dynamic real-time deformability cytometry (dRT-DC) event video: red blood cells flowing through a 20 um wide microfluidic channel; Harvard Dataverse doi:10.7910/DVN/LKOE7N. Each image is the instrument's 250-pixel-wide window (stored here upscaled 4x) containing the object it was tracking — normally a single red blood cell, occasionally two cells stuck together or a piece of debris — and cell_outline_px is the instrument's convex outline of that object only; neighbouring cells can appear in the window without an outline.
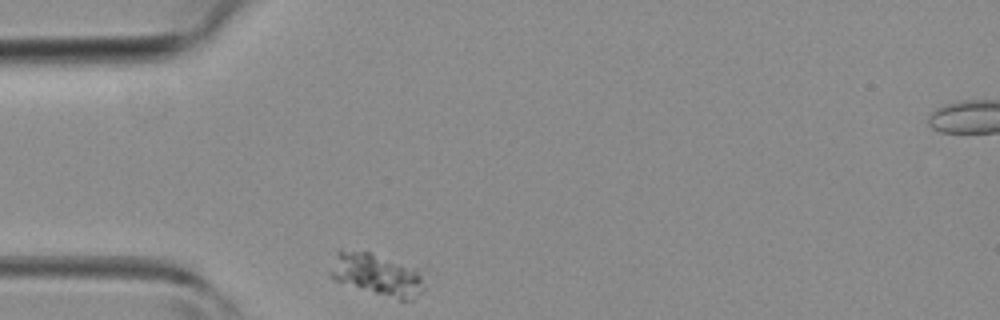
{"species": "common noctule bat (a hibernating species)", "species_latin": "Nyctalus noctula", "temperature_condition": "room temperature", "stored_images_in_passage": 26, "camera_frame_rate_fps": 3000, "um_per_image_px": 0.085, "animal": {"sex": "female", "body_mass_g": 19.3, "forearm_length_mm": 54.1}, "frame": {"image": 1, "passage_image": 1, "time_ms": 0.0, "image_size_px": [1000, 320], "cell_outline_px": [[424, 292], [412, 300], [400, 300], [360, 288], [336, 280], [328, 276], [328, 272], [336, 252], [340, 248], [372, 252], [416, 268], [420, 276], [424, 288]], "centroid_in_image_um": [31.99, 23.3], "position_along_channel_um": 53.0, "area_um2": 23.12}}
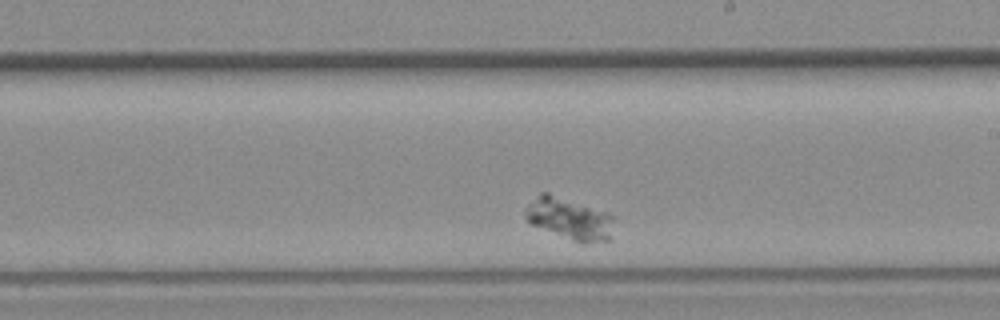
{"frame": {"image": 2, "passage_image": 16, "time_ms": 5.0, "image_size_px": [1000, 320], "cell_outline_px": [[616, 220], [608, 240], [584, 244], [580, 244], [528, 224], [524, 216], [524, 212], [528, 204], [540, 192], [548, 192], [608, 212], [616, 216]], "centroid_in_image_um": [48.4, 18.6], "position_along_channel_um": 240.6, "area_um2": 22.37}}
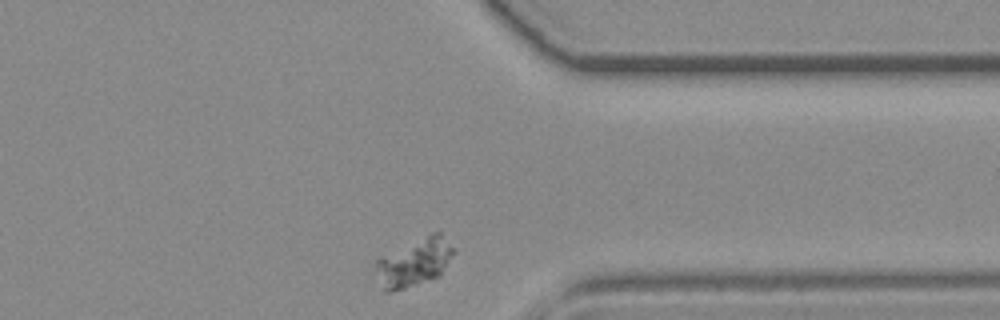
{"frame": {"image": 3, "passage_image": 26, "time_ms": 8.333, "image_size_px": [1000, 320], "cell_outline_px": [[452, 252], [440, 276], [404, 288], [388, 292], [384, 292], [376, 268], [376, 260], [380, 256], [432, 232], [440, 232], [452, 248]], "centroid_in_image_um": [35.18, 22.3], "position_along_channel_um": 376.2, "area_um2": 21.04}}